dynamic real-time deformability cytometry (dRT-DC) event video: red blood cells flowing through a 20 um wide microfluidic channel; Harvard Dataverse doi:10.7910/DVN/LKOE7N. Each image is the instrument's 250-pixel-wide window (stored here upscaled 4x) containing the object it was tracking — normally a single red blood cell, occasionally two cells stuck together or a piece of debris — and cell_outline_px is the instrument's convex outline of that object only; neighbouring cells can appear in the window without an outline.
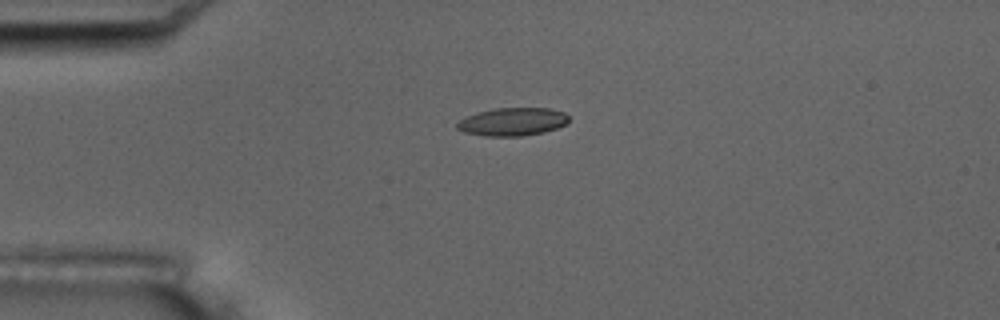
{"species": "common noctule bat (a hibernating species)", "species_latin": "Nyctalus noctula", "temperature_condition": "room temperature", "stored_images_in_passage": 2, "camera_frame_rate_fps": 3000, "um_per_image_px": 0.085, "animal": {"sex": "male", "body_mass_g": 17.5, "forearm_length_mm": 52.3}, "frame": {"image": 1, "passage_image": 1, "time_ms": 0.0, "image_size_px": [1000, 320], "cell_outline_px": [[568, 124], [544, 132], [520, 136], [484, 136], [464, 132], [456, 128], [456, 124], [460, 120], [476, 112], [496, 108], [548, 108], [564, 112], [568, 116]], "centroid_in_image_um": [43.57, 10.35], "position_along_channel_um": 41.4, "area_um2": 18.26}}